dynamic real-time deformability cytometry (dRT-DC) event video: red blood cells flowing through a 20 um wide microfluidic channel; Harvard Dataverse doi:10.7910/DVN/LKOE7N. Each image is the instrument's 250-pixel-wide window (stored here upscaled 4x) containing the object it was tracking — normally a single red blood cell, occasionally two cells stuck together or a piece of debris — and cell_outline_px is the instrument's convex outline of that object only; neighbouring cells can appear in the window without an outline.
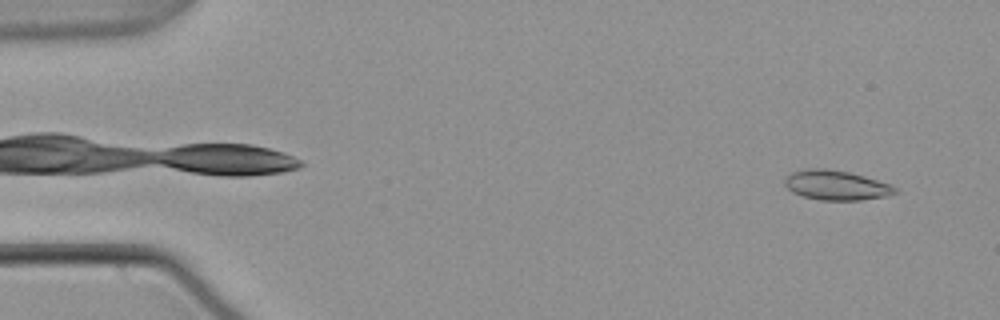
{"species": "common noctule bat (a hibernating species)", "species_latin": "Nyctalus noctula", "temperature_condition": "warm", "stored_images_in_passage": 53, "camera_frame_rate_fps": 3000, "um_per_image_px": 0.085, "animal": {"sex": "male", "body_mass_g": 21.5, "forearm_length_mm": 52.0}, "frame": {"image": 1, "passage_image": 3, "time_ms": 0.667, "image_size_px": [1000, 320], "cell_outline_px": [[896, 192], [888, 196], [860, 200], [820, 200], [804, 196], [792, 192], [784, 184], [784, 176], [792, 172], [808, 168], [828, 168], [848, 172], [864, 176], [892, 184], [896, 188]], "centroid_in_image_um": [71.06, 15.73], "position_along_channel_um": 13.9, "area_um2": 19.19}}
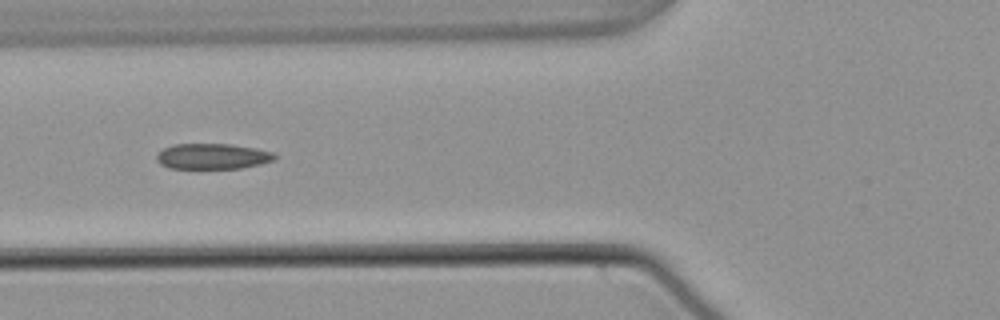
{"frame": {"image": 2, "passage_image": 20, "time_ms": 6.333, "image_size_px": [1000, 320], "cell_outline_px": [[276, 160], [260, 164], [240, 168], [168, 168], [160, 164], [156, 160], [156, 152], [172, 144], [232, 144], [256, 148], [272, 152], [276, 156]], "centroid_in_image_um": [18.04, 13.28], "position_along_channel_um": 107.8, "area_um2": 17.74}}
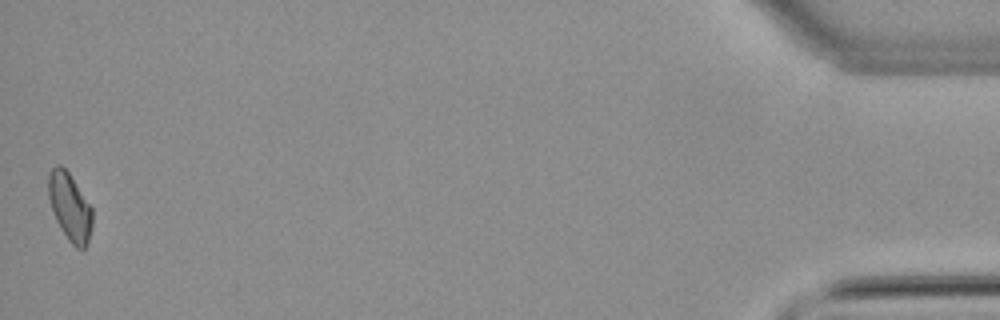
{"frame": {"image": 3, "passage_image": 53, "time_ms": 17.333, "image_size_px": [1000, 320], "cell_outline_px": [[92, 228], [88, 240], [84, 248], [76, 248], [68, 240], [60, 228], [56, 220], [48, 196], [48, 172], [56, 164], [60, 164], [68, 172], [92, 208]], "centroid_in_image_um": [5.92, 17.58], "position_along_channel_um": 429.3, "area_um2": 17.17}, "authors_computed_cell_mechanics": {"area_um2": 18.0336, "velocity_mm_per_s": 3.7948, "shape_relaxation_time_tau1_ms": null, "shape_relaxation_time_tau2_ms": 3.5627, "deformation_change_tau1": null, "deformation_change_tau2": 0.0876}}